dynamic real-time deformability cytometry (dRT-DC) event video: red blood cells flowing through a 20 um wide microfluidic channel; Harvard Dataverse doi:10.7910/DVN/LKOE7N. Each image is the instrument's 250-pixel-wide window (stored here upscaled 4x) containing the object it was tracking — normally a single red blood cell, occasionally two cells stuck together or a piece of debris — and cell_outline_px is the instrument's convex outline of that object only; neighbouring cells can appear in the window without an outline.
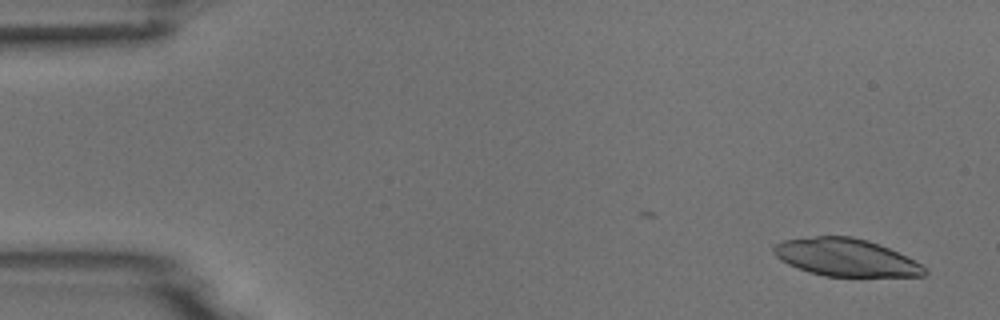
{"species": "common noctule bat (a hibernating species)", "species_latin": "Nyctalus noctula", "temperature_condition": "room temperature", "stored_images_in_passage": 45, "camera_frame_rate_fps": 3000, "um_per_image_px": 0.085, "animal": {"sex": "male", "body_mass_g": 18.8}, "frame": {"image": 1, "passage_image": 3, "time_ms": 0.667, "image_size_px": [1000, 320], "cell_outline_px": [[928, 272], [924, 276], [824, 276], [808, 272], [788, 264], [780, 260], [772, 252], [772, 248], [776, 244], [784, 240], [816, 236], [852, 236], [868, 240], [880, 244], [916, 260]], "centroid_in_image_um": [71.89, 21.88], "position_along_channel_um": 13.1, "area_um2": 33.06}}